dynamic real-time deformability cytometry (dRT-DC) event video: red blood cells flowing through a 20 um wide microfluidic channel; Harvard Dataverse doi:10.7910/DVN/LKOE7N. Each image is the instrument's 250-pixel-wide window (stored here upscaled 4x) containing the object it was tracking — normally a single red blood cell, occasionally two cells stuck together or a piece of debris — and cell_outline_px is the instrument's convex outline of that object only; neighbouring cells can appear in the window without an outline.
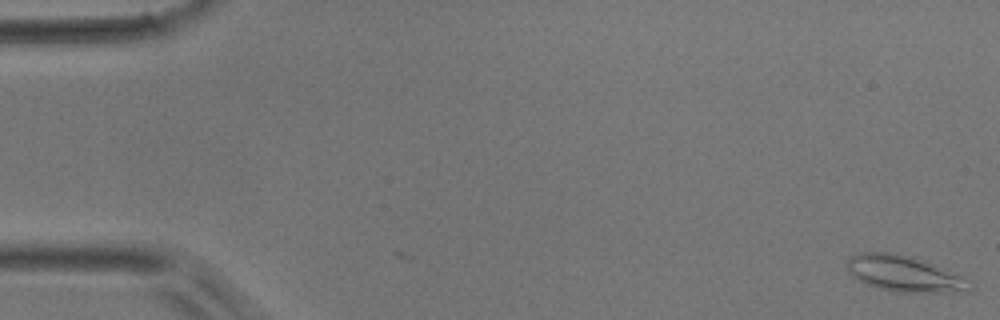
{"species": "common noctule bat (a hibernating species)", "species_latin": "Nyctalus noctula", "temperature_condition": "room temperature", "stored_images_in_passage": 12, "camera_frame_rate_fps": 3000, "um_per_image_px": 0.085, "animal": {"sex": "male", "body_mass_g": 17.9}, "frame": {"image": 1, "passage_image": 1, "time_ms": 0.0, "image_size_px": [1000, 320], "cell_outline_px": [[976, 284], [968, 292], [896, 292], [880, 288], [868, 284], [852, 276], [848, 272], [844, 264], [852, 256], [860, 252], [896, 252], [912, 256], [924, 260], [972, 280]], "centroid_in_image_um": [76.92, 23.26], "position_along_channel_um": 8.1, "area_um2": 26.13}}